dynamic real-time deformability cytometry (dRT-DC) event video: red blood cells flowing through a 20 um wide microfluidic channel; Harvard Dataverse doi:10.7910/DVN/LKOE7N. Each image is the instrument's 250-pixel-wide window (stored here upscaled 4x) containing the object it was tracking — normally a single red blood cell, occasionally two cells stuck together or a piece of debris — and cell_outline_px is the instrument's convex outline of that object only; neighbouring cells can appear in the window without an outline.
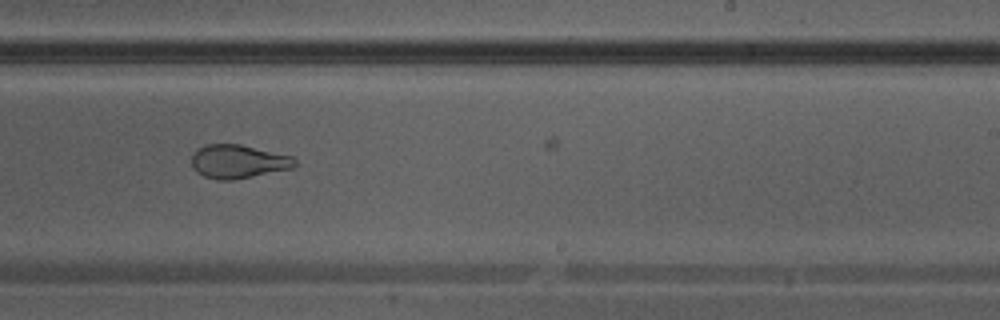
{"species": "Egyptian fruit bat (a non-hibernating species)", "species_latin": "Rousettus aegyptiacus", "temperature_condition": "warm", "stored_images_in_passage": 30, "camera_frame_rate_fps": 3000, "um_per_image_px": 0.085, "animal": {"sex": "male"}, "frame": {"image": 1, "passage_image": 25, "time_ms": 8.0, "image_size_px": [1000, 320], "cell_outline_px": [[296, 164], [292, 168], [232, 180], [216, 180], [204, 176], [196, 172], [192, 168], [192, 156], [196, 148], [204, 144], [240, 144], [292, 156], [296, 160]], "centroid_in_image_um": [20.2, 13.72], "position_along_channel_um": 268.8, "area_um2": 20.23}}